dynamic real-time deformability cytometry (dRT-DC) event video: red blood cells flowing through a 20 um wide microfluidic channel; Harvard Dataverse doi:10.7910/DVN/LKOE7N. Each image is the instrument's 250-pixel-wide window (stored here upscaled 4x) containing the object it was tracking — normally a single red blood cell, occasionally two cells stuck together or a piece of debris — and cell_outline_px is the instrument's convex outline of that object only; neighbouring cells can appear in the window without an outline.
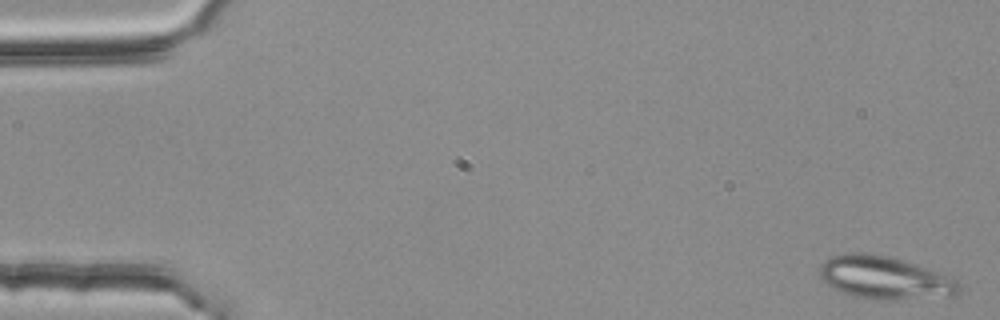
{"species": "common noctule bat (a hibernating species)", "species_latin": "Nyctalus noctula", "temperature_condition": "room temperature", "stored_images_in_passage": 4, "camera_frame_rate_fps": 3000, "um_per_image_px": 0.085, "animal": {"sex": "female", "body_mass_g": 25.1}, "frame": {"image": 1, "passage_image": 1, "time_ms": 0.0, "image_size_px": [1000, 320], "cell_outline_px": [[960, 292], [956, 296], [888, 300], [876, 300], [852, 296], [840, 292], [832, 288], [820, 276], [820, 264], [824, 260], [832, 256], [844, 252], [864, 252], [892, 256], [952, 276], [960, 284]], "centroid_in_image_um": [75.22, 23.6], "position_along_channel_um": 9.8, "area_um2": 35.49}}